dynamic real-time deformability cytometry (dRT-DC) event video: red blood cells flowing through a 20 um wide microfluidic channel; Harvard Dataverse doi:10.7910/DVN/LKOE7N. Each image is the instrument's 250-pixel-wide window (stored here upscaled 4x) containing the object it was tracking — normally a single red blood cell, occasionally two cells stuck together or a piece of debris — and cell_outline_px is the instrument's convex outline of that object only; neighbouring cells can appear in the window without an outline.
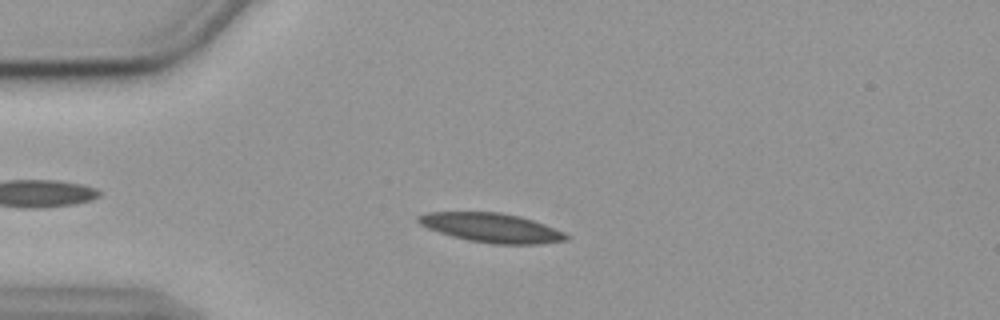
{"species": "common noctule bat (a hibernating species)", "species_latin": "Nyctalus noctula", "temperature_condition": "cold", "stored_images_in_passage": 57, "camera_frame_rate_fps": 3000, "um_per_image_px": 0.085, "animal": {"sex": "female", "body_mass_g": 19.9}, "frame": {"image": 1, "passage_image": 14, "time_ms": 4.333, "image_size_px": [1000, 320], "cell_outline_px": [[572, 236], [568, 240], [540, 244], [492, 244], [468, 240], [452, 236], [428, 228], [420, 224], [416, 220], [416, 216], [428, 212], [500, 212], [520, 216], [544, 224], [564, 232]], "centroid_in_image_um": [41.8, 19.36], "position_along_channel_um": 43.2, "area_um2": 25.26}}
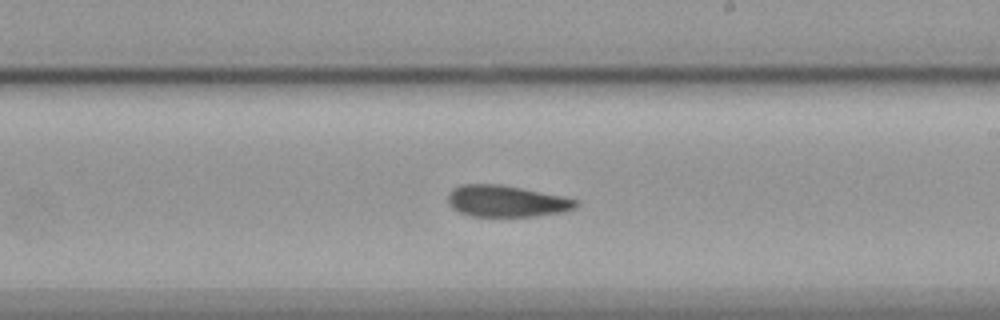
{"frame": {"image": 2, "passage_image": 33, "time_ms": 10.667, "image_size_px": [1000, 320], "cell_outline_px": [[580, 204], [576, 208], [564, 212], [532, 216], [472, 216], [460, 212], [452, 208], [448, 204], [448, 192], [452, 188], [460, 184], [500, 184], [564, 196], [576, 200]], "centroid_in_image_um": [43.04, 17.09], "position_along_channel_um": 246.0, "area_um2": 23.64}}
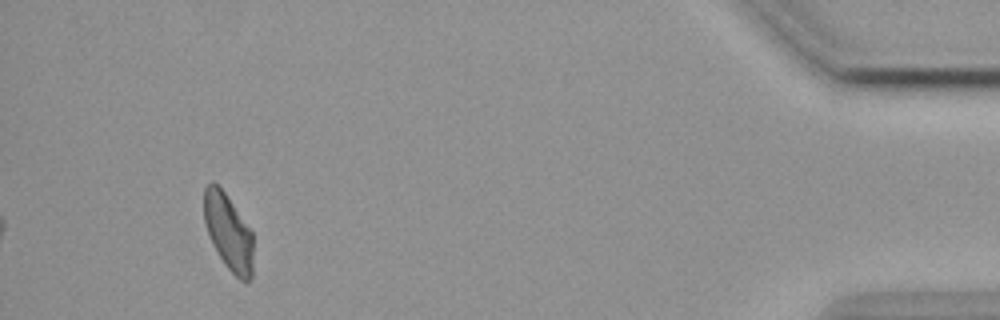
{"frame": {"image": 3, "passage_image": 53, "time_ms": 17.333, "image_size_px": [1000, 320], "cell_outline_px": [[252, 276], [248, 284], [244, 284], [224, 264], [212, 244], [204, 224], [204, 188], [212, 180], [224, 192], [252, 232]], "centroid_in_image_um": [19.4, 19.77], "position_along_channel_um": 415.8, "area_um2": 21.79}, "authors_computed_cell_mechanics": {"area_um2": 23.8136, "velocity_mm_per_s": 3.5519, "shape_relaxation_time_tau1_ms": 8.616, "shape_relaxation_time_tau2_ms": 8.2684, "deformation_change_tau1": 0.1727, "deformation_change_tau2": 0.1463}}